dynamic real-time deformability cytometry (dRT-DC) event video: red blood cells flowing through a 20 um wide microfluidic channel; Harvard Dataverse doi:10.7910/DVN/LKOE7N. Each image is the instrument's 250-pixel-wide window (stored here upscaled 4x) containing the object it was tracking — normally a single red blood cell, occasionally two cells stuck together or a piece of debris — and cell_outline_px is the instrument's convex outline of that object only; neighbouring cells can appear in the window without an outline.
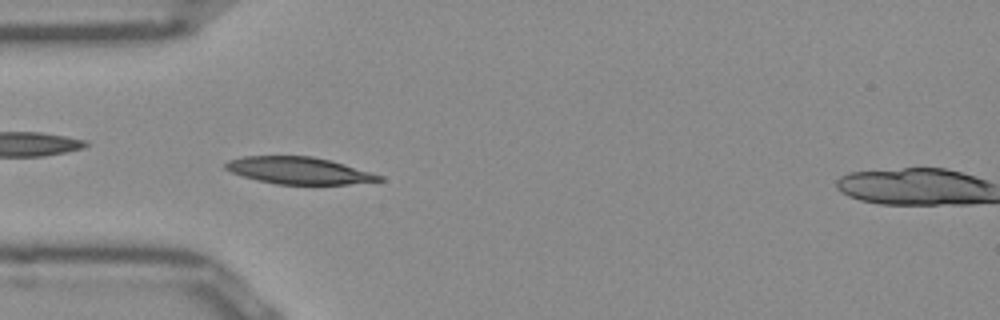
{"species": "Egyptian fruit bat (a non-hibernating species)", "species_latin": "Rousettus aegyptiacus", "temperature_condition": "room temperature", "stored_images_in_passage": 46, "segment_of_instrument_passage": [1, 2], "camera_frame_rate_fps": 3000, "um_per_image_px": 0.085, "frame": {"image": 1, "passage_image": 8, "time_ms": 2.333, "image_size_px": [1000, 320], "cell_outline_px": [[384, 180], [348, 184], [276, 184], [256, 180], [232, 172], [224, 168], [224, 164], [228, 160], [244, 156], [312, 156], [344, 164], [384, 176]], "centroid_in_image_um": [25.39, 14.49], "position_along_channel_um": 59.6, "area_um2": 23.99}}
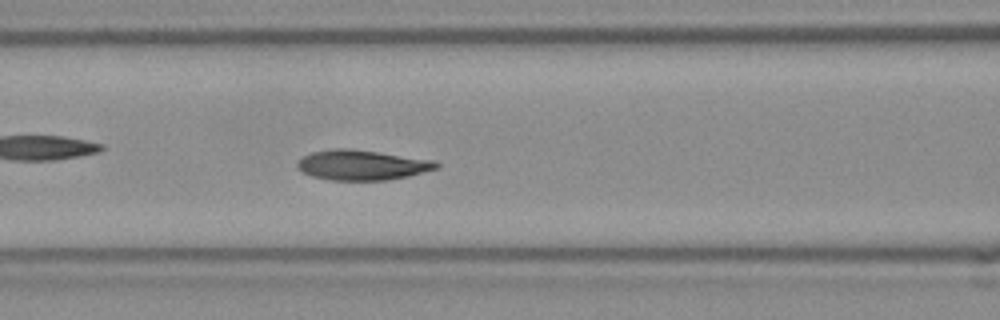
{"frame": {"image": 2, "passage_image": 14, "time_ms": 4.333, "image_size_px": [1000, 320], "cell_outline_px": [[440, 168], [408, 176], [388, 180], [328, 180], [312, 176], [304, 172], [296, 164], [304, 156], [312, 152], [336, 148], [348, 148], [436, 160], [440, 164]], "centroid_in_image_um": [30.83, 14.03], "position_along_channel_um": 135.8, "area_um2": 24.28}}
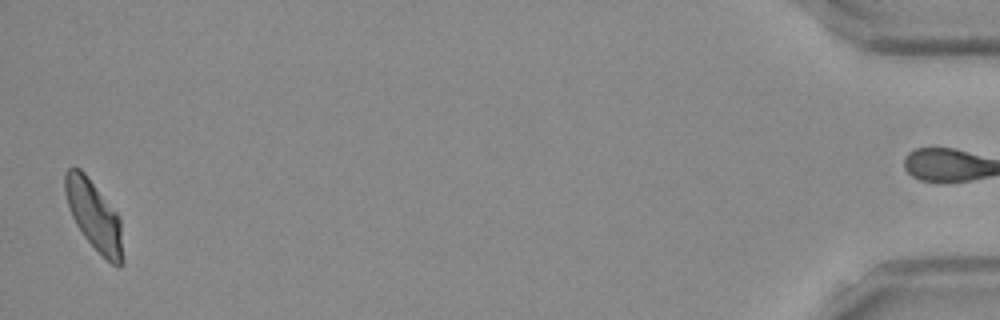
{"frame": {"image": 3, "passage_image": 44, "time_ms": 14.333, "image_size_px": [1000, 320], "cell_outline_px": [[124, 264], [120, 268], [116, 268], [84, 236], [76, 224], [72, 216], [64, 192], [64, 172], [68, 168], [80, 168], [84, 172], [120, 216], [124, 260]], "centroid_in_image_um": [8.02, 18.33], "position_along_channel_um": 427.2, "area_um2": 23.41}}